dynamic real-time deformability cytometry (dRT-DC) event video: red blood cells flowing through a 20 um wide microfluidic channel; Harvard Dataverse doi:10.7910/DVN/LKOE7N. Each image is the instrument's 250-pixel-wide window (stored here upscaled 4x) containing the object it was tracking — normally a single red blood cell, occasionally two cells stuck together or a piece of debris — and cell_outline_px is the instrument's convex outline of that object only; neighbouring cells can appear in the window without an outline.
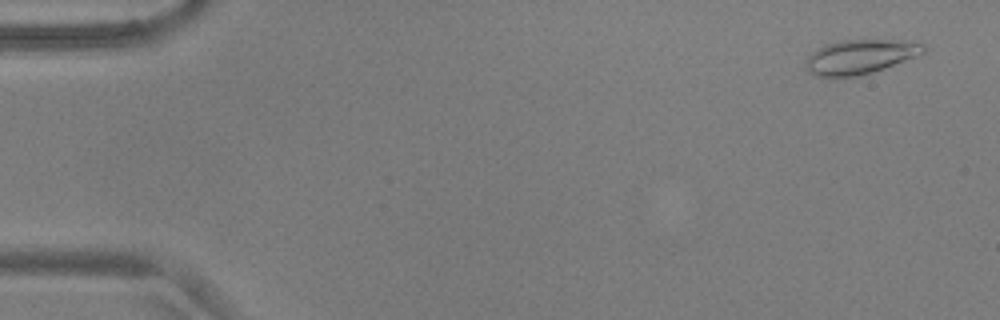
{"species": "common noctule bat (a hibernating species)", "species_latin": "Nyctalus noctula", "temperature_condition": "warm", "stored_images_in_passage": 55, "camera_frame_rate_fps": 3000, "um_per_image_px": 0.085, "animal": {"sex": "male", "body_mass_g": 17.9, "forearm_length_mm": 54.2}, "frame": {"image": 1, "passage_image": 3, "time_ms": 0.667, "image_size_px": [1000, 320], "cell_outline_px": [[928, 48], [924, 52], [884, 68], [860, 76], [816, 76], [808, 68], [808, 56], [812, 52], [828, 44], [844, 40], [904, 40], [924, 44]], "centroid_in_image_um": [73.17, 4.81], "position_along_channel_um": 11.8, "area_um2": 22.89}}
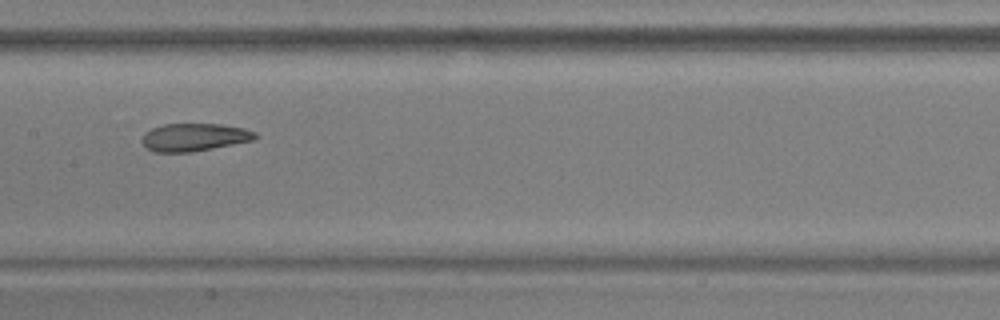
{"frame": {"image": 2, "passage_image": 28, "time_ms": 9.0, "image_size_px": [1000, 320], "cell_outline_px": [[256, 140], [212, 148], [188, 152], [152, 152], [140, 140], [144, 132], [152, 128], [164, 124], [220, 124], [244, 128], [256, 132]], "centroid_in_image_um": [16.5, 11.66], "position_along_channel_um": 190.9, "area_um2": 18.32}}
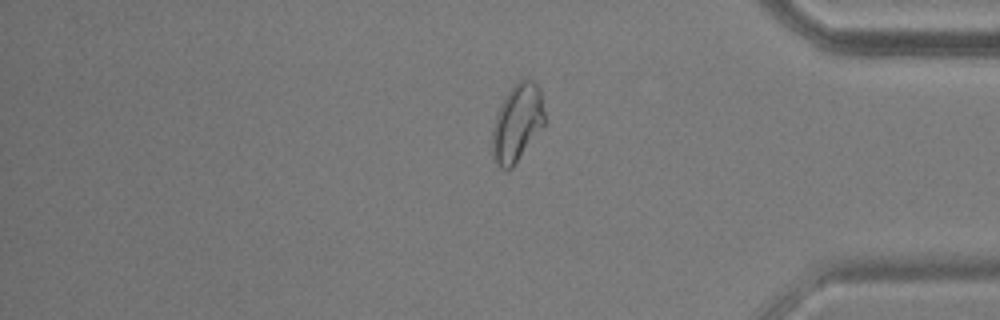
{"frame": {"image": 3, "passage_image": 46, "time_ms": 15.0, "image_size_px": [1000, 320], "cell_outline_px": [[544, 124], [512, 168], [508, 172], [500, 168], [496, 164], [492, 156], [492, 132], [496, 112], [508, 92], [524, 76], [532, 80], [540, 88], [544, 112]], "centroid_in_image_um": [43.94, 10.46], "position_along_channel_um": 391.3, "area_um2": 23.58}, "authors_computed_cell_mechanics": {"area_um2": 21.4438, "velocity_mm_per_s": 3.6879, "shape_relaxation_time_tau1_ms": null, "shape_relaxation_time_tau2_ms": 2.1935, "deformation_change_tau1": null, "deformation_change_tau2": 0.0852}}